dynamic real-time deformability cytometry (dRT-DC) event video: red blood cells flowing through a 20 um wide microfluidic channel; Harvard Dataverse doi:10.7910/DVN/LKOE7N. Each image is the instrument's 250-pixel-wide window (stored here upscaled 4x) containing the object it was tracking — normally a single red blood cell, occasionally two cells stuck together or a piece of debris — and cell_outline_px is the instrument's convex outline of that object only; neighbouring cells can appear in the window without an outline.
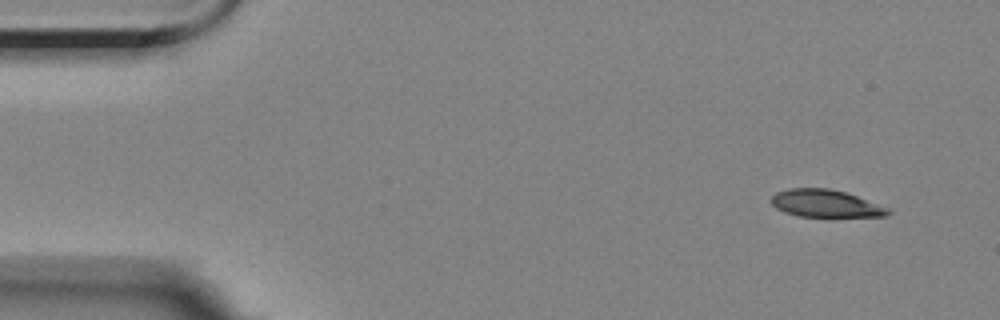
{"species": "Egyptian fruit bat (a non-hibernating species)", "species_latin": "Rousettus aegyptiacus", "temperature_condition": "room temperature", "stored_images_in_passage": 8, "camera_frame_rate_fps": 3000, "um_per_image_px": 0.085, "animal": {"sex": "female"}, "frame": {"image": 1, "passage_image": 1, "time_ms": 0.0, "image_size_px": [1000, 320], "cell_outline_px": [[892, 212], [888, 216], [832, 220], [800, 216], [784, 212], [776, 208], [768, 200], [776, 192], [788, 188], [828, 188], [844, 192], [892, 208]], "centroid_in_image_um": [70.25, 17.36], "position_along_channel_um": 14.7, "area_um2": 20.0}}
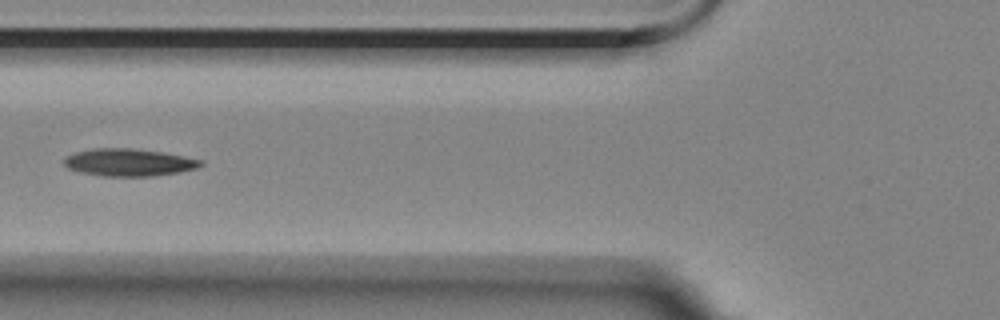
{"frame": {"image": 2, "passage_image": 6, "time_ms": 5.667, "image_size_px": [1000, 320], "cell_outline_px": [[204, 164], [196, 168], [180, 172], [152, 176], [104, 176], [80, 172], [68, 168], [64, 164], [64, 156], [76, 152], [92, 148], [132, 148], [160, 152], [184, 156], [204, 160]], "centroid_in_image_um": [10.95, 13.8], "position_along_channel_um": 114.9, "area_um2": 21.85}}
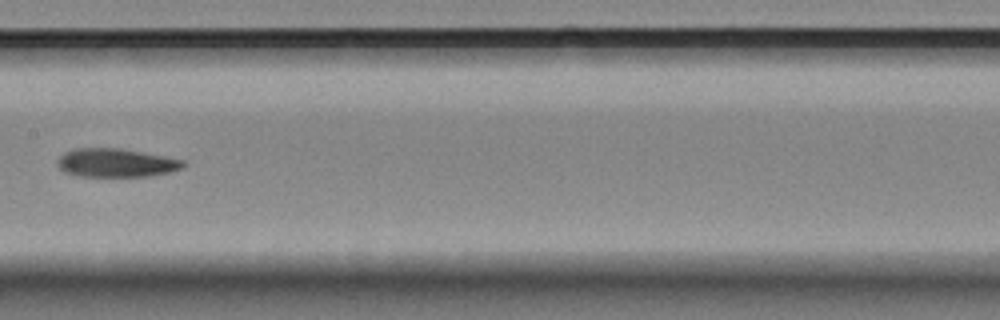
{"frame": {"image": 3, "passage_image": 8, "time_ms": 8.0, "image_size_px": [1000, 320], "cell_outline_px": [[188, 164], [184, 168], [168, 172], [148, 176], [80, 176], [64, 172], [56, 164], [56, 160], [64, 152], [72, 148], [120, 148], [164, 156], [184, 160]], "centroid_in_image_um": [9.85, 13.83], "position_along_channel_um": 197.5, "area_um2": 21.04}}